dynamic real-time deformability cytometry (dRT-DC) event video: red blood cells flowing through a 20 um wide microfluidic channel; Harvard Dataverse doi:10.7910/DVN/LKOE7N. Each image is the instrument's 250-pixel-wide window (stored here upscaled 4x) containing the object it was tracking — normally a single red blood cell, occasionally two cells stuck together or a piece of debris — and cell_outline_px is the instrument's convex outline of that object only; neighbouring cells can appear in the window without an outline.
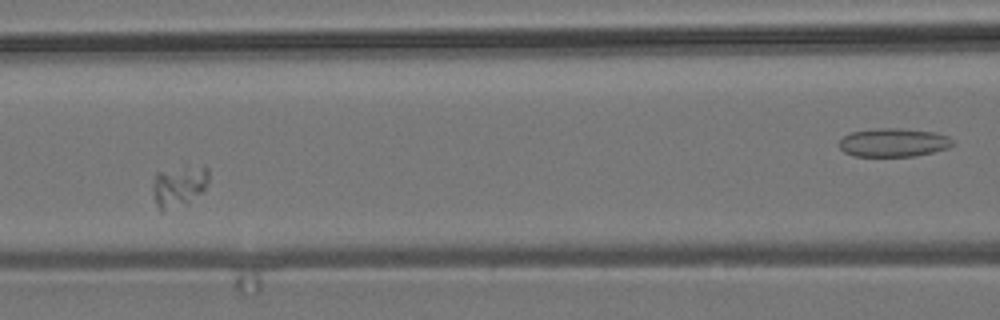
{"species": "common noctule bat (a hibernating species)", "species_latin": "Nyctalus noctula", "temperature_condition": "room temperature", "stored_images_in_passage": 5, "camera_frame_rate_fps": 3000, "um_per_image_px": 0.085, "animal": {"sex": "male", "body_mass_g": 19.2, "forearm_length_mm": 51.8}, "frame": {"image": 1, "passage_image": 4, "time_ms": 3.333, "image_size_px": [1000, 320], "cell_outline_px": [[208, 180], [204, 188], [188, 204], [164, 212], [160, 212], [156, 204], [152, 192], [152, 184], [156, 172], [204, 168], [208, 168]], "centroid_in_image_um": [15.12, 15.93], "position_along_channel_um": 151.5, "area_um2": 12.95}}